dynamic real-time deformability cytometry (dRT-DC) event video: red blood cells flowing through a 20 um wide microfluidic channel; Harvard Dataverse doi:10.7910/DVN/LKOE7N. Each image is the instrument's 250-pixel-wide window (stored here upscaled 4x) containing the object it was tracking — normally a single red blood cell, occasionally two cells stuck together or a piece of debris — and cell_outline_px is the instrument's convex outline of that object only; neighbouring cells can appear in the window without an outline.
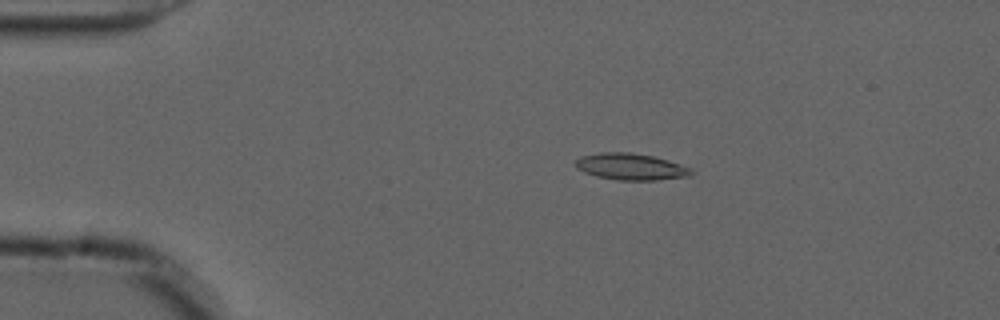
{"species": "common noctule bat (a hibernating species)", "species_latin": "Nyctalus noctula", "temperature_condition": "cold", "stored_images_in_passage": 55, "camera_frame_rate_fps": 3000, "um_per_image_px": 0.085, "animal": {"sex": "male", "forearm_length_mm": 52.5}, "frame": {"image": 1, "passage_image": 11, "time_ms": 3.333, "image_size_px": [1000, 320], "cell_outline_px": [[696, 172], [692, 176], [656, 180], [616, 180], [596, 176], [584, 172], [576, 168], [576, 160], [580, 156], [600, 152], [628, 152], [652, 156], [668, 160], [692, 168]], "centroid_in_image_um": [53.65, 14.17], "position_along_channel_um": 31.3, "area_um2": 18.09}}
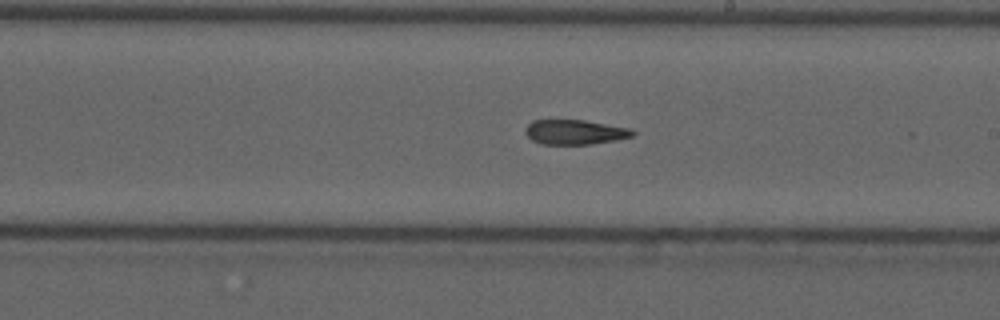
{"frame": {"image": 2, "passage_image": 32, "time_ms": 10.333, "image_size_px": [1000, 320], "cell_outline_px": [[636, 132], [632, 136], [616, 140], [592, 144], [544, 144], [532, 140], [524, 132], [524, 128], [532, 120], [584, 120], [632, 128]], "centroid_in_image_um": [48.87, 11.22], "position_along_channel_um": 240.1, "area_um2": 15.55}}
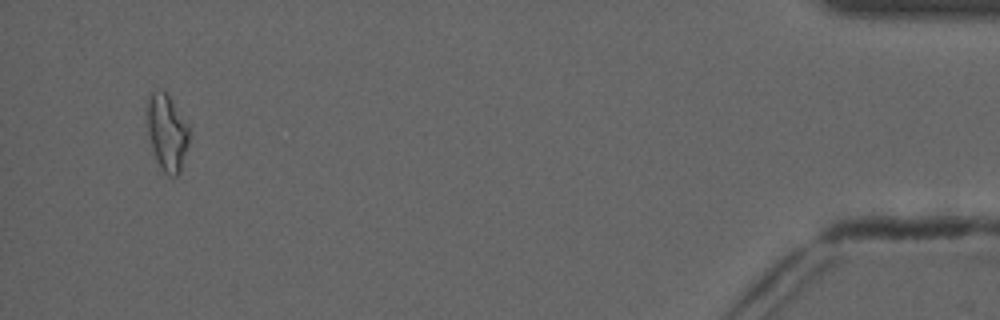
{"frame": {"image": 3, "passage_image": 53, "time_ms": 17.333, "image_size_px": [1000, 320], "cell_outline_px": [[188, 144], [180, 172], [176, 176], [168, 176], [160, 168], [156, 160], [152, 148], [144, 116], [148, 100], [152, 92], [164, 92], [172, 100], [188, 124]], "centroid_in_image_um": [14.17, 11.28], "position_along_channel_um": 421.0, "area_um2": 18.73}, "authors_computed_cell_mechanics": {"area_um2": 16.762, "velocity_mm_per_s": 3.7129, "shape_relaxation_time_tau1_ms": null, "shape_relaxation_time_tau2_ms": 7.5435, "deformation_change_tau1": null, "deformation_change_tau2": 0.1688}}